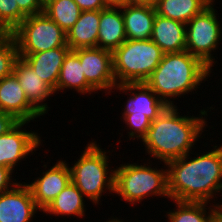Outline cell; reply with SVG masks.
Returning a JSON list of instances; mask_svg holds the SVG:
<instances>
[{
	"label": "cell",
	"instance_id": "6",
	"mask_svg": "<svg viewBox=\"0 0 222 222\" xmlns=\"http://www.w3.org/2000/svg\"><path fill=\"white\" fill-rule=\"evenodd\" d=\"M148 164L125 163L114 169V193L125 202L136 205L146 197L161 196L170 198L168 194L167 168H152ZM163 169V170H162Z\"/></svg>",
	"mask_w": 222,
	"mask_h": 222
},
{
	"label": "cell",
	"instance_id": "4",
	"mask_svg": "<svg viewBox=\"0 0 222 222\" xmlns=\"http://www.w3.org/2000/svg\"><path fill=\"white\" fill-rule=\"evenodd\" d=\"M163 56L164 52L151 39H127L112 52L116 84L145 83Z\"/></svg>",
	"mask_w": 222,
	"mask_h": 222
},
{
	"label": "cell",
	"instance_id": "5",
	"mask_svg": "<svg viewBox=\"0 0 222 222\" xmlns=\"http://www.w3.org/2000/svg\"><path fill=\"white\" fill-rule=\"evenodd\" d=\"M107 153L100 148L99 143L97 145V142L92 140L87 144L78 161L69 167L71 182L94 205L100 203L102 194L107 190L109 194L114 193L115 173L114 170L110 172Z\"/></svg>",
	"mask_w": 222,
	"mask_h": 222
},
{
	"label": "cell",
	"instance_id": "25",
	"mask_svg": "<svg viewBox=\"0 0 222 222\" xmlns=\"http://www.w3.org/2000/svg\"><path fill=\"white\" fill-rule=\"evenodd\" d=\"M43 12L67 32L79 19L81 10L74 0H46Z\"/></svg>",
	"mask_w": 222,
	"mask_h": 222
},
{
	"label": "cell",
	"instance_id": "36",
	"mask_svg": "<svg viewBox=\"0 0 222 222\" xmlns=\"http://www.w3.org/2000/svg\"><path fill=\"white\" fill-rule=\"evenodd\" d=\"M4 33L2 32V30L0 29V37L3 36Z\"/></svg>",
	"mask_w": 222,
	"mask_h": 222
},
{
	"label": "cell",
	"instance_id": "2",
	"mask_svg": "<svg viewBox=\"0 0 222 222\" xmlns=\"http://www.w3.org/2000/svg\"><path fill=\"white\" fill-rule=\"evenodd\" d=\"M199 113V117L181 116L176 105L167 106L151 121V126L141 139L148 155L166 164L193 152V145L201 137L205 126H208L205 119V116H208L206 109Z\"/></svg>",
	"mask_w": 222,
	"mask_h": 222
},
{
	"label": "cell",
	"instance_id": "3",
	"mask_svg": "<svg viewBox=\"0 0 222 222\" xmlns=\"http://www.w3.org/2000/svg\"><path fill=\"white\" fill-rule=\"evenodd\" d=\"M212 69L188 51L164 53L145 83L167 106H174L171 99L196 91L200 83L210 77Z\"/></svg>",
	"mask_w": 222,
	"mask_h": 222
},
{
	"label": "cell",
	"instance_id": "26",
	"mask_svg": "<svg viewBox=\"0 0 222 222\" xmlns=\"http://www.w3.org/2000/svg\"><path fill=\"white\" fill-rule=\"evenodd\" d=\"M19 57L18 48L11 34L0 37V80L13 73L15 61Z\"/></svg>",
	"mask_w": 222,
	"mask_h": 222
},
{
	"label": "cell",
	"instance_id": "29",
	"mask_svg": "<svg viewBox=\"0 0 222 222\" xmlns=\"http://www.w3.org/2000/svg\"><path fill=\"white\" fill-rule=\"evenodd\" d=\"M12 173L13 170L4 166H0V194L12 189L18 183L11 178L13 177Z\"/></svg>",
	"mask_w": 222,
	"mask_h": 222
},
{
	"label": "cell",
	"instance_id": "31",
	"mask_svg": "<svg viewBox=\"0 0 222 222\" xmlns=\"http://www.w3.org/2000/svg\"><path fill=\"white\" fill-rule=\"evenodd\" d=\"M18 122L12 114L0 110V135L7 133Z\"/></svg>",
	"mask_w": 222,
	"mask_h": 222
},
{
	"label": "cell",
	"instance_id": "8",
	"mask_svg": "<svg viewBox=\"0 0 222 222\" xmlns=\"http://www.w3.org/2000/svg\"><path fill=\"white\" fill-rule=\"evenodd\" d=\"M18 54H34L58 47H69L64 32L44 12L27 16L11 33Z\"/></svg>",
	"mask_w": 222,
	"mask_h": 222
},
{
	"label": "cell",
	"instance_id": "17",
	"mask_svg": "<svg viewBox=\"0 0 222 222\" xmlns=\"http://www.w3.org/2000/svg\"><path fill=\"white\" fill-rule=\"evenodd\" d=\"M126 40L122 6L100 10L97 47L113 52Z\"/></svg>",
	"mask_w": 222,
	"mask_h": 222
},
{
	"label": "cell",
	"instance_id": "10",
	"mask_svg": "<svg viewBox=\"0 0 222 222\" xmlns=\"http://www.w3.org/2000/svg\"><path fill=\"white\" fill-rule=\"evenodd\" d=\"M80 63L87 82L98 92H113L117 85L113 74L112 52L102 48H80L73 50ZM108 91V92H107Z\"/></svg>",
	"mask_w": 222,
	"mask_h": 222
},
{
	"label": "cell",
	"instance_id": "1",
	"mask_svg": "<svg viewBox=\"0 0 222 222\" xmlns=\"http://www.w3.org/2000/svg\"><path fill=\"white\" fill-rule=\"evenodd\" d=\"M213 148L197 157L190 158L189 153L165 164L170 200L210 203L222 191V145Z\"/></svg>",
	"mask_w": 222,
	"mask_h": 222
},
{
	"label": "cell",
	"instance_id": "11",
	"mask_svg": "<svg viewBox=\"0 0 222 222\" xmlns=\"http://www.w3.org/2000/svg\"><path fill=\"white\" fill-rule=\"evenodd\" d=\"M28 123L29 121H19L7 133L0 135V166L14 170L18 162L42 145L38 133L26 131V128L22 130Z\"/></svg>",
	"mask_w": 222,
	"mask_h": 222
},
{
	"label": "cell",
	"instance_id": "35",
	"mask_svg": "<svg viewBox=\"0 0 222 222\" xmlns=\"http://www.w3.org/2000/svg\"><path fill=\"white\" fill-rule=\"evenodd\" d=\"M109 219L110 220L109 221L107 220L106 222H123L121 219L118 220V218H116V219L115 218H113V219L109 218Z\"/></svg>",
	"mask_w": 222,
	"mask_h": 222
},
{
	"label": "cell",
	"instance_id": "24",
	"mask_svg": "<svg viewBox=\"0 0 222 222\" xmlns=\"http://www.w3.org/2000/svg\"><path fill=\"white\" fill-rule=\"evenodd\" d=\"M177 209L167 212V222H213L215 214L220 207L217 203L210 205L208 202L173 201ZM212 206V207H211ZM208 207V212L207 208ZM208 214V215H207Z\"/></svg>",
	"mask_w": 222,
	"mask_h": 222
},
{
	"label": "cell",
	"instance_id": "22",
	"mask_svg": "<svg viewBox=\"0 0 222 222\" xmlns=\"http://www.w3.org/2000/svg\"><path fill=\"white\" fill-rule=\"evenodd\" d=\"M215 0H157L156 13L162 17L187 24Z\"/></svg>",
	"mask_w": 222,
	"mask_h": 222
},
{
	"label": "cell",
	"instance_id": "12",
	"mask_svg": "<svg viewBox=\"0 0 222 222\" xmlns=\"http://www.w3.org/2000/svg\"><path fill=\"white\" fill-rule=\"evenodd\" d=\"M58 160L50 169L41 173L35 181L27 183L34 202L44 211L57 195L71 182V172L68 163Z\"/></svg>",
	"mask_w": 222,
	"mask_h": 222
},
{
	"label": "cell",
	"instance_id": "19",
	"mask_svg": "<svg viewBox=\"0 0 222 222\" xmlns=\"http://www.w3.org/2000/svg\"><path fill=\"white\" fill-rule=\"evenodd\" d=\"M126 38L129 40L151 39L156 9L153 6L122 5Z\"/></svg>",
	"mask_w": 222,
	"mask_h": 222
},
{
	"label": "cell",
	"instance_id": "28",
	"mask_svg": "<svg viewBox=\"0 0 222 222\" xmlns=\"http://www.w3.org/2000/svg\"><path fill=\"white\" fill-rule=\"evenodd\" d=\"M19 9L26 15H36L43 13L44 0H16Z\"/></svg>",
	"mask_w": 222,
	"mask_h": 222
},
{
	"label": "cell",
	"instance_id": "16",
	"mask_svg": "<svg viewBox=\"0 0 222 222\" xmlns=\"http://www.w3.org/2000/svg\"><path fill=\"white\" fill-rule=\"evenodd\" d=\"M70 50L69 47H58L34 54H19V57H22L56 93L60 69Z\"/></svg>",
	"mask_w": 222,
	"mask_h": 222
},
{
	"label": "cell",
	"instance_id": "13",
	"mask_svg": "<svg viewBox=\"0 0 222 222\" xmlns=\"http://www.w3.org/2000/svg\"><path fill=\"white\" fill-rule=\"evenodd\" d=\"M38 210L25 182L0 194V222H30Z\"/></svg>",
	"mask_w": 222,
	"mask_h": 222
},
{
	"label": "cell",
	"instance_id": "7",
	"mask_svg": "<svg viewBox=\"0 0 222 222\" xmlns=\"http://www.w3.org/2000/svg\"><path fill=\"white\" fill-rule=\"evenodd\" d=\"M115 89L130 96L122 112V119L127 125L125 127L130 129L129 140H141L151 126V121H154L167 105L146 83H126L116 85Z\"/></svg>",
	"mask_w": 222,
	"mask_h": 222
},
{
	"label": "cell",
	"instance_id": "18",
	"mask_svg": "<svg viewBox=\"0 0 222 222\" xmlns=\"http://www.w3.org/2000/svg\"><path fill=\"white\" fill-rule=\"evenodd\" d=\"M151 40L164 53L186 51V24L156 14Z\"/></svg>",
	"mask_w": 222,
	"mask_h": 222
},
{
	"label": "cell",
	"instance_id": "27",
	"mask_svg": "<svg viewBox=\"0 0 222 222\" xmlns=\"http://www.w3.org/2000/svg\"><path fill=\"white\" fill-rule=\"evenodd\" d=\"M26 17L16 0H0V29L4 34H10Z\"/></svg>",
	"mask_w": 222,
	"mask_h": 222
},
{
	"label": "cell",
	"instance_id": "15",
	"mask_svg": "<svg viewBox=\"0 0 222 222\" xmlns=\"http://www.w3.org/2000/svg\"><path fill=\"white\" fill-rule=\"evenodd\" d=\"M13 73L18 79L20 86L28 101L44 116L50 107L43 103L55 92L39 77L34 69L22 58L15 61Z\"/></svg>",
	"mask_w": 222,
	"mask_h": 222
},
{
	"label": "cell",
	"instance_id": "30",
	"mask_svg": "<svg viewBox=\"0 0 222 222\" xmlns=\"http://www.w3.org/2000/svg\"><path fill=\"white\" fill-rule=\"evenodd\" d=\"M81 11L102 10L109 5L106 0H74Z\"/></svg>",
	"mask_w": 222,
	"mask_h": 222
},
{
	"label": "cell",
	"instance_id": "33",
	"mask_svg": "<svg viewBox=\"0 0 222 222\" xmlns=\"http://www.w3.org/2000/svg\"><path fill=\"white\" fill-rule=\"evenodd\" d=\"M109 6H122L128 4V0H106Z\"/></svg>",
	"mask_w": 222,
	"mask_h": 222
},
{
	"label": "cell",
	"instance_id": "21",
	"mask_svg": "<svg viewBox=\"0 0 222 222\" xmlns=\"http://www.w3.org/2000/svg\"><path fill=\"white\" fill-rule=\"evenodd\" d=\"M66 89H74L80 94L97 93L96 90L87 82L78 55L70 50L60 69L57 81L56 92Z\"/></svg>",
	"mask_w": 222,
	"mask_h": 222
},
{
	"label": "cell",
	"instance_id": "14",
	"mask_svg": "<svg viewBox=\"0 0 222 222\" xmlns=\"http://www.w3.org/2000/svg\"><path fill=\"white\" fill-rule=\"evenodd\" d=\"M0 110L18 121H33L42 114L28 101L14 73L0 80Z\"/></svg>",
	"mask_w": 222,
	"mask_h": 222
},
{
	"label": "cell",
	"instance_id": "23",
	"mask_svg": "<svg viewBox=\"0 0 222 222\" xmlns=\"http://www.w3.org/2000/svg\"><path fill=\"white\" fill-rule=\"evenodd\" d=\"M82 192L72 183L68 185L57 195V197L47 206L43 213L49 215L63 216H85V201ZM73 215V216H72Z\"/></svg>",
	"mask_w": 222,
	"mask_h": 222
},
{
	"label": "cell",
	"instance_id": "20",
	"mask_svg": "<svg viewBox=\"0 0 222 222\" xmlns=\"http://www.w3.org/2000/svg\"><path fill=\"white\" fill-rule=\"evenodd\" d=\"M100 10L81 11L79 19L66 32V42L71 50L97 47Z\"/></svg>",
	"mask_w": 222,
	"mask_h": 222
},
{
	"label": "cell",
	"instance_id": "9",
	"mask_svg": "<svg viewBox=\"0 0 222 222\" xmlns=\"http://www.w3.org/2000/svg\"><path fill=\"white\" fill-rule=\"evenodd\" d=\"M213 4L212 2L186 24V51L200 58L210 68L217 63L211 53L219 48L222 40V26Z\"/></svg>",
	"mask_w": 222,
	"mask_h": 222
},
{
	"label": "cell",
	"instance_id": "34",
	"mask_svg": "<svg viewBox=\"0 0 222 222\" xmlns=\"http://www.w3.org/2000/svg\"><path fill=\"white\" fill-rule=\"evenodd\" d=\"M214 220L216 222H222V208H220V207L218 208V210H217V212L215 214Z\"/></svg>",
	"mask_w": 222,
	"mask_h": 222
},
{
	"label": "cell",
	"instance_id": "32",
	"mask_svg": "<svg viewBox=\"0 0 222 222\" xmlns=\"http://www.w3.org/2000/svg\"><path fill=\"white\" fill-rule=\"evenodd\" d=\"M157 0H128L129 5L153 6L155 7Z\"/></svg>",
	"mask_w": 222,
	"mask_h": 222
}]
</instances>
